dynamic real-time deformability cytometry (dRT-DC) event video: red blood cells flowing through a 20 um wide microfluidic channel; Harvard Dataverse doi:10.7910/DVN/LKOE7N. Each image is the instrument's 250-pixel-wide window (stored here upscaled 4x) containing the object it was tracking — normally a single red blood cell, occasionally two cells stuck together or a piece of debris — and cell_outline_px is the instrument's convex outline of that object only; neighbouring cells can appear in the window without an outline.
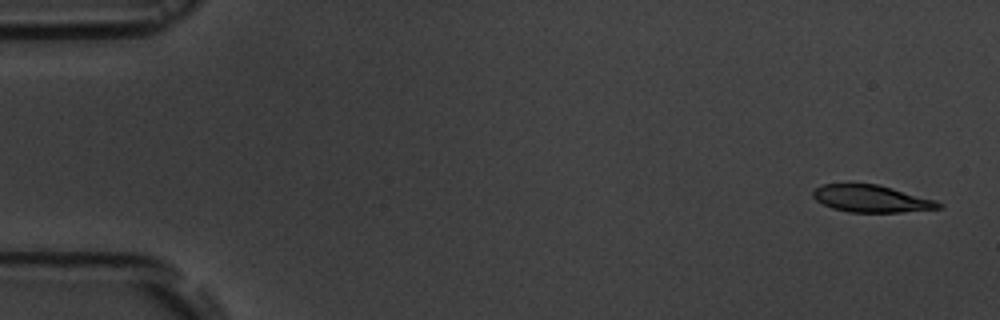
{"species": "common noctule bat (a hibernating species)", "species_latin": "Nyctalus noctula", "temperature_condition": "room temperature", "stored_images_in_passage": 5, "camera_frame_rate_fps": 3000, "um_per_image_px": 0.085, "animal": {"sex": "male", "body_mass_g": 19.5, "forearm_length_mm": 54.6}, "frame": {"image": 1, "passage_image": 1, "time_ms": 0.0, "image_size_px": [1000, 320], "cell_outline_px": [[944, 208], [900, 212], [848, 212], [832, 208], [816, 200], [812, 196], [812, 192], [820, 184], [848, 180], [876, 184], [892, 188], [936, 200], [944, 204]], "centroid_in_image_um": [74.01, 16.84], "position_along_channel_um": 11.0, "area_um2": 20.63}}
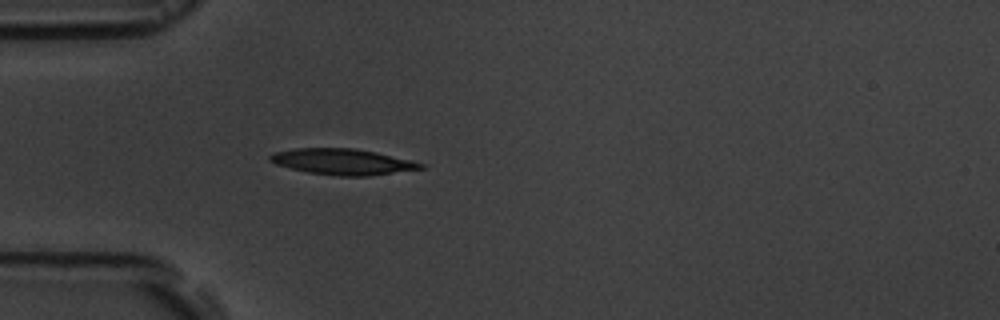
{"frame": {"image": 2, "passage_image": 5, "time_ms": 4.667, "image_size_px": [1000, 320], "cell_outline_px": [[424, 168], [368, 176], [340, 176], [308, 172], [276, 164], [268, 160], [268, 156], [276, 152], [296, 148], [356, 148], [376, 152], [424, 164]], "centroid_in_image_um": [29.09, 13.74], "position_along_channel_um": 55.9, "area_um2": 22.43}}